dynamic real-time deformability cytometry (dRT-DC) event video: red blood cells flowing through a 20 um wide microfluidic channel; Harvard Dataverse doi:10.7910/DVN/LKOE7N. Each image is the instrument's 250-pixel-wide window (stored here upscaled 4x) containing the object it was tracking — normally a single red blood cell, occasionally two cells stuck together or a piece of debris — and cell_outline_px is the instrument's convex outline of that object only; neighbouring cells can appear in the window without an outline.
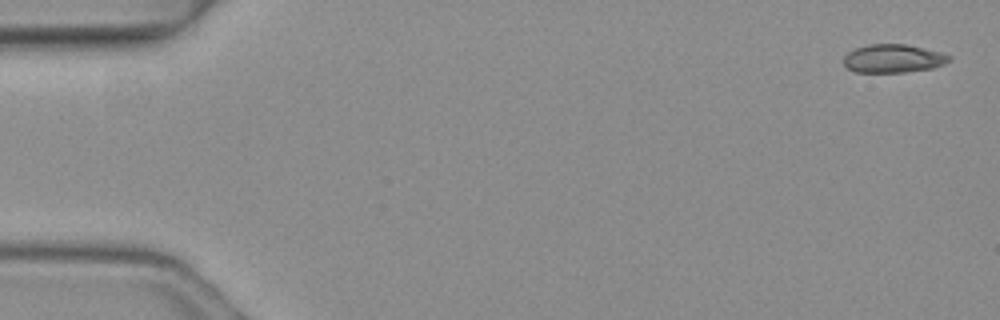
{"species": "common noctule bat (a hibernating species)", "species_latin": "Nyctalus noctula", "temperature_condition": "warm", "stored_images_in_passage": 6, "camera_frame_rate_fps": 3000, "um_per_image_px": 0.085, "animal": {"sex": "female", "body_mass_g": 19.3, "forearm_length_mm": 54.1}, "frame": {"image": 1, "passage_image": 1, "time_ms": 0.0, "image_size_px": [1000, 320], "cell_outline_px": [[952, 60], [944, 64], [932, 68], [904, 72], [856, 72], [848, 68], [844, 64], [844, 56], [848, 52], [856, 48], [868, 44], [904, 44], [940, 52], [952, 56]], "centroid_in_image_um": [75.93, 4.97], "position_along_channel_um": 9.1, "area_um2": 17.34}}
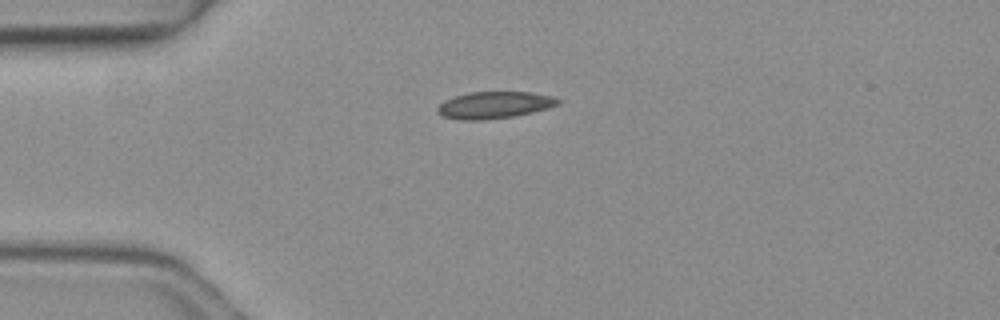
{"frame": {"image": 2, "passage_image": 4, "time_ms": 1.0, "image_size_px": [1000, 320], "cell_outline_px": [[564, 100], [560, 104], [548, 108], [532, 112], [512, 116], [484, 120], [460, 120], [440, 116], [436, 112], [436, 108], [444, 100], [468, 92], [532, 92], [552, 96]], "centroid_in_image_um": [42.02, 8.93], "position_along_channel_um": 43.0, "area_um2": 19.07}}
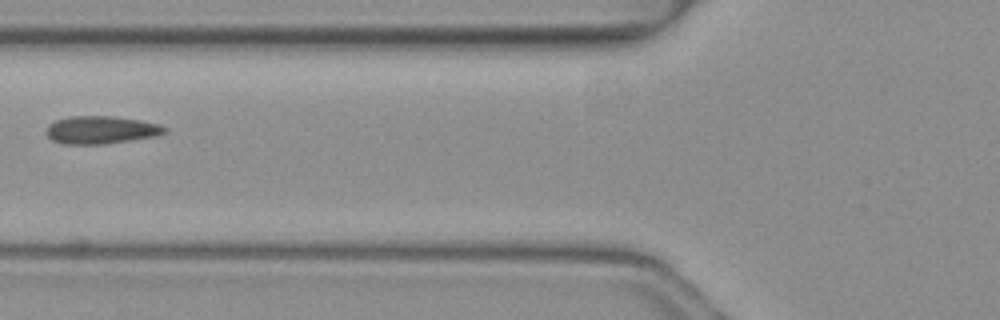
{"frame": {"image": 3, "passage_image": 6, "time_ms": 1.667, "image_size_px": [1000, 320], "cell_outline_px": [[168, 132], [156, 136], [108, 144], [64, 144], [52, 140], [44, 132], [48, 124], [56, 120], [68, 116], [112, 116], [140, 120], [160, 124], [168, 128]], "centroid_in_image_um": [8.59, 11.04], "position_along_channel_um": 117.2, "area_um2": 19.48}}